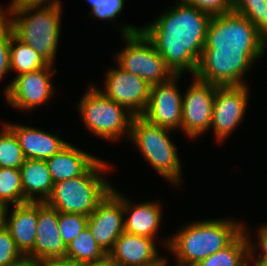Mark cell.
<instances>
[{"instance_id":"obj_1","label":"cell","mask_w":267,"mask_h":266,"mask_svg":"<svg viewBox=\"0 0 267 266\" xmlns=\"http://www.w3.org/2000/svg\"><path fill=\"white\" fill-rule=\"evenodd\" d=\"M266 48L267 41L245 16L231 11L211 17L194 77L217 87L246 85V74Z\"/></svg>"},{"instance_id":"obj_2","label":"cell","mask_w":267,"mask_h":266,"mask_svg":"<svg viewBox=\"0 0 267 266\" xmlns=\"http://www.w3.org/2000/svg\"><path fill=\"white\" fill-rule=\"evenodd\" d=\"M211 17L176 0L141 31L152 42L174 75L197 70ZM185 71V72H184Z\"/></svg>"},{"instance_id":"obj_3","label":"cell","mask_w":267,"mask_h":266,"mask_svg":"<svg viewBox=\"0 0 267 266\" xmlns=\"http://www.w3.org/2000/svg\"><path fill=\"white\" fill-rule=\"evenodd\" d=\"M242 223L230 217L191 221L167 236L163 248L175 256L176 266H195L230 245L243 232Z\"/></svg>"},{"instance_id":"obj_4","label":"cell","mask_w":267,"mask_h":266,"mask_svg":"<svg viewBox=\"0 0 267 266\" xmlns=\"http://www.w3.org/2000/svg\"><path fill=\"white\" fill-rule=\"evenodd\" d=\"M112 167L98 158L82 175L54 183L45 202L58 212L91 215L113 188L104 176Z\"/></svg>"},{"instance_id":"obj_5","label":"cell","mask_w":267,"mask_h":266,"mask_svg":"<svg viewBox=\"0 0 267 266\" xmlns=\"http://www.w3.org/2000/svg\"><path fill=\"white\" fill-rule=\"evenodd\" d=\"M62 6L9 8L4 16L14 35L52 65L61 36Z\"/></svg>"},{"instance_id":"obj_6","label":"cell","mask_w":267,"mask_h":266,"mask_svg":"<svg viewBox=\"0 0 267 266\" xmlns=\"http://www.w3.org/2000/svg\"><path fill=\"white\" fill-rule=\"evenodd\" d=\"M172 129L152 124L144 117L134 116L131 122L129 142L138 149L142 158L150 164L156 173L180 187L183 182L182 165L177 146L169 133Z\"/></svg>"},{"instance_id":"obj_7","label":"cell","mask_w":267,"mask_h":266,"mask_svg":"<svg viewBox=\"0 0 267 266\" xmlns=\"http://www.w3.org/2000/svg\"><path fill=\"white\" fill-rule=\"evenodd\" d=\"M84 127L93 136L108 142H118L130 136L134 115L124 106L107 98L96 85H89L87 92L76 103Z\"/></svg>"},{"instance_id":"obj_8","label":"cell","mask_w":267,"mask_h":266,"mask_svg":"<svg viewBox=\"0 0 267 266\" xmlns=\"http://www.w3.org/2000/svg\"><path fill=\"white\" fill-rule=\"evenodd\" d=\"M118 31L125 41L123 50L113 56L120 68L140 76L150 86L165 82L174 75L152 42L141 31V26L123 24Z\"/></svg>"},{"instance_id":"obj_9","label":"cell","mask_w":267,"mask_h":266,"mask_svg":"<svg viewBox=\"0 0 267 266\" xmlns=\"http://www.w3.org/2000/svg\"><path fill=\"white\" fill-rule=\"evenodd\" d=\"M54 65L33 72L19 74L4 88V96L8 104L17 110L33 111L47 104L54 95L52 75L57 73Z\"/></svg>"},{"instance_id":"obj_10","label":"cell","mask_w":267,"mask_h":266,"mask_svg":"<svg viewBox=\"0 0 267 266\" xmlns=\"http://www.w3.org/2000/svg\"><path fill=\"white\" fill-rule=\"evenodd\" d=\"M249 85L216 87L211 130L220 144L240 126L249 102ZM213 128V129H212Z\"/></svg>"},{"instance_id":"obj_11","label":"cell","mask_w":267,"mask_h":266,"mask_svg":"<svg viewBox=\"0 0 267 266\" xmlns=\"http://www.w3.org/2000/svg\"><path fill=\"white\" fill-rule=\"evenodd\" d=\"M192 79L191 85L183 91L182 131L186 138L195 140L211 127L217 86L200 81L194 76Z\"/></svg>"},{"instance_id":"obj_12","label":"cell","mask_w":267,"mask_h":266,"mask_svg":"<svg viewBox=\"0 0 267 266\" xmlns=\"http://www.w3.org/2000/svg\"><path fill=\"white\" fill-rule=\"evenodd\" d=\"M181 77L173 75L165 82L152 85L148 105L141 116L152 124L182 131L183 91L177 85Z\"/></svg>"},{"instance_id":"obj_13","label":"cell","mask_w":267,"mask_h":266,"mask_svg":"<svg viewBox=\"0 0 267 266\" xmlns=\"http://www.w3.org/2000/svg\"><path fill=\"white\" fill-rule=\"evenodd\" d=\"M116 67L106 71L105 86L103 89L98 87L99 90L134 116L142 115L149 102L151 86L140 76Z\"/></svg>"},{"instance_id":"obj_14","label":"cell","mask_w":267,"mask_h":266,"mask_svg":"<svg viewBox=\"0 0 267 266\" xmlns=\"http://www.w3.org/2000/svg\"><path fill=\"white\" fill-rule=\"evenodd\" d=\"M87 226L92 236L107 254L124 232L123 194L114 186L88 216Z\"/></svg>"},{"instance_id":"obj_15","label":"cell","mask_w":267,"mask_h":266,"mask_svg":"<svg viewBox=\"0 0 267 266\" xmlns=\"http://www.w3.org/2000/svg\"><path fill=\"white\" fill-rule=\"evenodd\" d=\"M156 240L123 232L107 254L118 266H161L167 263L160 255Z\"/></svg>"},{"instance_id":"obj_16","label":"cell","mask_w":267,"mask_h":266,"mask_svg":"<svg viewBox=\"0 0 267 266\" xmlns=\"http://www.w3.org/2000/svg\"><path fill=\"white\" fill-rule=\"evenodd\" d=\"M6 208L4 226L10 232L17 249L27 256L34 247L39 216V202H25Z\"/></svg>"},{"instance_id":"obj_17","label":"cell","mask_w":267,"mask_h":266,"mask_svg":"<svg viewBox=\"0 0 267 266\" xmlns=\"http://www.w3.org/2000/svg\"><path fill=\"white\" fill-rule=\"evenodd\" d=\"M59 212L46 202H39L36 241L27 255L33 259L65 257L66 245L58 228Z\"/></svg>"},{"instance_id":"obj_18","label":"cell","mask_w":267,"mask_h":266,"mask_svg":"<svg viewBox=\"0 0 267 266\" xmlns=\"http://www.w3.org/2000/svg\"><path fill=\"white\" fill-rule=\"evenodd\" d=\"M4 123L15 133L25 159L46 160L60 152L69 143L58 134L22 124Z\"/></svg>"},{"instance_id":"obj_19","label":"cell","mask_w":267,"mask_h":266,"mask_svg":"<svg viewBox=\"0 0 267 266\" xmlns=\"http://www.w3.org/2000/svg\"><path fill=\"white\" fill-rule=\"evenodd\" d=\"M160 204L157 200L133 204L123 195L124 231L156 240L163 217Z\"/></svg>"},{"instance_id":"obj_20","label":"cell","mask_w":267,"mask_h":266,"mask_svg":"<svg viewBox=\"0 0 267 266\" xmlns=\"http://www.w3.org/2000/svg\"><path fill=\"white\" fill-rule=\"evenodd\" d=\"M99 157L68 143L60 152L46 159L54 183L82 175Z\"/></svg>"},{"instance_id":"obj_21","label":"cell","mask_w":267,"mask_h":266,"mask_svg":"<svg viewBox=\"0 0 267 266\" xmlns=\"http://www.w3.org/2000/svg\"><path fill=\"white\" fill-rule=\"evenodd\" d=\"M24 203L45 202L51 195L54 182L45 160L25 159L20 166Z\"/></svg>"},{"instance_id":"obj_22","label":"cell","mask_w":267,"mask_h":266,"mask_svg":"<svg viewBox=\"0 0 267 266\" xmlns=\"http://www.w3.org/2000/svg\"><path fill=\"white\" fill-rule=\"evenodd\" d=\"M195 266H249V244L245 233Z\"/></svg>"},{"instance_id":"obj_23","label":"cell","mask_w":267,"mask_h":266,"mask_svg":"<svg viewBox=\"0 0 267 266\" xmlns=\"http://www.w3.org/2000/svg\"><path fill=\"white\" fill-rule=\"evenodd\" d=\"M107 253L99 247L88 226L66 246L65 257L80 266H86L103 260Z\"/></svg>"},{"instance_id":"obj_24","label":"cell","mask_w":267,"mask_h":266,"mask_svg":"<svg viewBox=\"0 0 267 266\" xmlns=\"http://www.w3.org/2000/svg\"><path fill=\"white\" fill-rule=\"evenodd\" d=\"M49 63L31 46L19 40L14 33L10 41V72L15 76L44 68Z\"/></svg>"},{"instance_id":"obj_25","label":"cell","mask_w":267,"mask_h":266,"mask_svg":"<svg viewBox=\"0 0 267 266\" xmlns=\"http://www.w3.org/2000/svg\"><path fill=\"white\" fill-rule=\"evenodd\" d=\"M0 131V167L20 169L25 157L15 133L5 124Z\"/></svg>"},{"instance_id":"obj_26","label":"cell","mask_w":267,"mask_h":266,"mask_svg":"<svg viewBox=\"0 0 267 266\" xmlns=\"http://www.w3.org/2000/svg\"><path fill=\"white\" fill-rule=\"evenodd\" d=\"M0 201L6 207L24 203L20 169L0 167Z\"/></svg>"},{"instance_id":"obj_27","label":"cell","mask_w":267,"mask_h":266,"mask_svg":"<svg viewBox=\"0 0 267 266\" xmlns=\"http://www.w3.org/2000/svg\"><path fill=\"white\" fill-rule=\"evenodd\" d=\"M232 11L245 16L267 41V0H232Z\"/></svg>"},{"instance_id":"obj_28","label":"cell","mask_w":267,"mask_h":266,"mask_svg":"<svg viewBox=\"0 0 267 266\" xmlns=\"http://www.w3.org/2000/svg\"><path fill=\"white\" fill-rule=\"evenodd\" d=\"M87 221L88 216L83 214L59 212V233L66 246L87 227Z\"/></svg>"},{"instance_id":"obj_29","label":"cell","mask_w":267,"mask_h":266,"mask_svg":"<svg viewBox=\"0 0 267 266\" xmlns=\"http://www.w3.org/2000/svg\"><path fill=\"white\" fill-rule=\"evenodd\" d=\"M90 5L91 16L103 21L114 22L121 15L125 0H85ZM116 19V20H115Z\"/></svg>"},{"instance_id":"obj_30","label":"cell","mask_w":267,"mask_h":266,"mask_svg":"<svg viewBox=\"0 0 267 266\" xmlns=\"http://www.w3.org/2000/svg\"><path fill=\"white\" fill-rule=\"evenodd\" d=\"M248 230L246 224L243 223V232L245 233L249 244V265L257 266L259 263L267 261V224L265 223L261 225L256 230L257 243L253 242L252 239L250 240V231ZM258 253L260 254L259 256Z\"/></svg>"},{"instance_id":"obj_31","label":"cell","mask_w":267,"mask_h":266,"mask_svg":"<svg viewBox=\"0 0 267 266\" xmlns=\"http://www.w3.org/2000/svg\"><path fill=\"white\" fill-rule=\"evenodd\" d=\"M13 29L5 17H0V81L10 74V41Z\"/></svg>"},{"instance_id":"obj_32","label":"cell","mask_w":267,"mask_h":266,"mask_svg":"<svg viewBox=\"0 0 267 266\" xmlns=\"http://www.w3.org/2000/svg\"><path fill=\"white\" fill-rule=\"evenodd\" d=\"M195 7L210 17L220 16L232 11V0H179Z\"/></svg>"},{"instance_id":"obj_33","label":"cell","mask_w":267,"mask_h":266,"mask_svg":"<svg viewBox=\"0 0 267 266\" xmlns=\"http://www.w3.org/2000/svg\"><path fill=\"white\" fill-rule=\"evenodd\" d=\"M22 256L8 229L5 226L0 227V266H8Z\"/></svg>"},{"instance_id":"obj_34","label":"cell","mask_w":267,"mask_h":266,"mask_svg":"<svg viewBox=\"0 0 267 266\" xmlns=\"http://www.w3.org/2000/svg\"><path fill=\"white\" fill-rule=\"evenodd\" d=\"M60 0H11L9 2L7 13L9 8H27V7H49L62 5Z\"/></svg>"},{"instance_id":"obj_35","label":"cell","mask_w":267,"mask_h":266,"mask_svg":"<svg viewBox=\"0 0 267 266\" xmlns=\"http://www.w3.org/2000/svg\"><path fill=\"white\" fill-rule=\"evenodd\" d=\"M36 266H80V265L67 257H53V258L36 259Z\"/></svg>"},{"instance_id":"obj_36","label":"cell","mask_w":267,"mask_h":266,"mask_svg":"<svg viewBox=\"0 0 267 266\" xmlns=\"http://www.w3.org/2000/svg\"><path fill=\"white\" fill-rule=\"evenodd\" d=\"M8 266H36V259L29 256H22L19 260Z\"/></svg>"},{"instance_id":"obj_37","label":"cell","mask_w":267,"mask_h":266,"mask_svg":"<svg viewBox=\"0 0 267 266\" xmlns=\"http://www.w3.org/2000/svg\"><path fill=\"white\" fill-rule=\"evenodd\" d=\"M86 266H118L108 255L100 261H96L95 263H91Z\"/></svg>"},{"instance_id":"obj_38","label":"cell","mask_w":267,"mask_h":266,"mask_svg":"<svg viewBox=\"0 0 267 266\" xmlns=\"http://www.w3.org/2000/svg\"><path fill=\"white\" fill-rule=\"evenodd\" d=\"M6 206L0 201V227L4 226Z\"/></svg>"},{"instance_id":"obj_39","label":"cell","mask_w":267,"mask_h":266,"mask_svg":"<svg viewBox=\"0 0 267 266\" xmlns=\"http://www.w3.org/2000/svg\"><path fill=\"white\" fill-rule=\"evenodd\" d=\"M7 14V9L0 7V17H4Z\"/></svg>"},{"instance_id":"obj_40","label":"cell","mask_w":267,"mask_h":266,"mask_svg":"<svg viewBox=\"0 0 267 266\" xmlns=\"http://www.w3.org/2000/svg\"><path fill=\"white\" fill-rule=\"evenodd\" d=\"M257 266H267V261H263V262L259 263Z\"/></svg>"},{"instance_id":"obj_41","label":"cell","mask_w":267,"mask_h":266,"mask_svg":"<svg viewBox=\"0 0 267 266\" xmlns=\"http://www.w3.org/2000/svg\"><path fill=\"white\" fill-rule=\"evenodd\" d=\"M168 264H169V261H168V257H167V263L165 265H163V266H168Z\"/></svg>"}]
</instances>
